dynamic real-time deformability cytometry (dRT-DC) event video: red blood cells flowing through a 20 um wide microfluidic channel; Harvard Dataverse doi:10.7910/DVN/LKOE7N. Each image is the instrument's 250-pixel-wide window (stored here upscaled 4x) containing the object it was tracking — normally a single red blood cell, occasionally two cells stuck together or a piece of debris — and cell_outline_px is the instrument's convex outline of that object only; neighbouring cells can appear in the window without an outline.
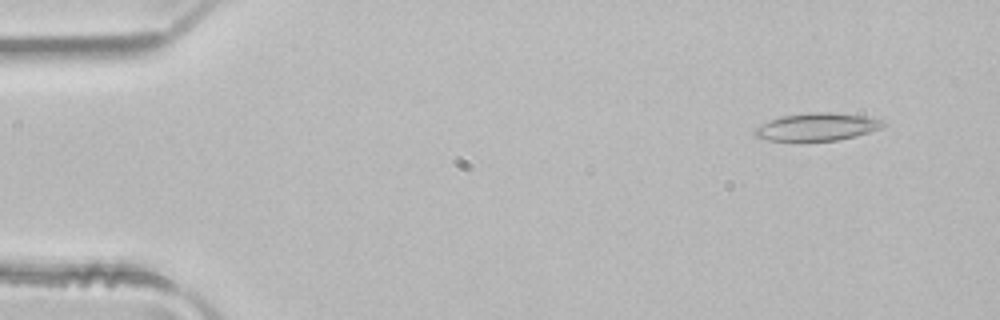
{"species": "common noctule bat (a hibernating species)", "species_latin": "Nyctalus noctula", "temperature_condition": "room temperature", "stored_images_in_passage": 4, "camera_frame_rate_fps": 3000, "um_per_image_px": 0.085, "animal": {"sex": "male", "body_mass_g": 21.5, "forearm_length_mm": 52.0}, "frame": {"image": 1, "passage_image": 1, "time_ms": 0.0, "image_size_px": [1000, 320], "cell_outline_px": [[888, 124], [880, 128], [856, 136], [836, 140], [800, 144], [768, 140], [756, 136], [752, 132], [756, 128], [780, 116], [808, 112], [832, 112], [864, 116], [880, 120]], "centroid_in_image_um": [69.4, 10.83], "position_along_channel_um": 15.6, "area_um2": 21.27}}
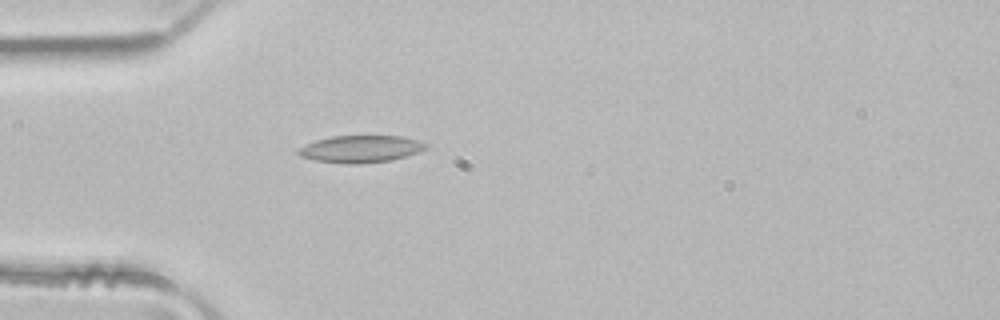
{"frame": {"image": 2, "passage_image": 4, "time_ms": 1.0, "image_size_px": [1000, 320], "cell_outline_px": [[428, 148], [392, 160], [360, 164], [344, 164], [316, 160], [300, 156], [296, 152], [296, 148], [304, 144], [316, 140], [332, 136], [400, 136], [416, 140], [428, 144]], "centroid_in_image_um": [30.59, 12.66], "position_along_channel_um": 54.4, "area_um2": 20.17}}